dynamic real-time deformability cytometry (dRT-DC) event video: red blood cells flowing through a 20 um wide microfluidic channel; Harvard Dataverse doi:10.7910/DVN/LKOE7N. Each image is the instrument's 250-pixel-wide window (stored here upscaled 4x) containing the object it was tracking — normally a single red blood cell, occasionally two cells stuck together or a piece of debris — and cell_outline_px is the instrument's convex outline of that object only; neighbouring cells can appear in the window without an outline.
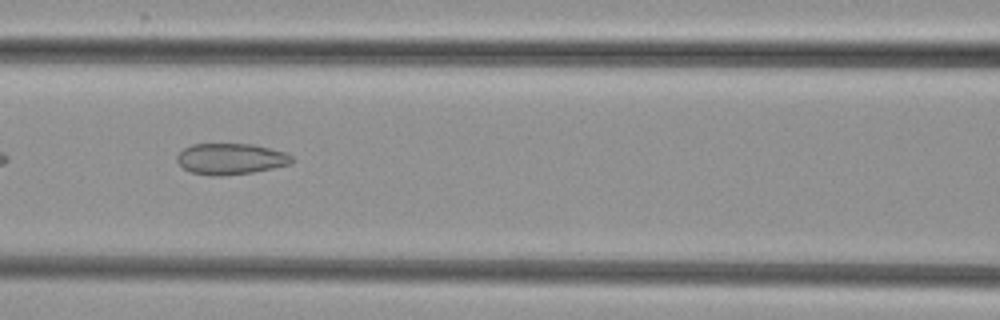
{"species": "common noctule bat (a hibernating species)", "species_latin": "Nyctalus noctula", "temperature_condition": "cold", "stored_images_in_passage": 8, "camera_frame_rate_fps": 3000, "um_per_image_px": 0.085, "animal": {"sex": "female", "body_mass_g": 29.2, "forearm_length_mm": 56.3}, "frame": {"image": 1, "passage_image": 6, "time_ms": 7.333, "image_size_px": [1000, 320], "cell_outline_px": [[296, 160], [292, 164], [252, 172], [220, 176], [212, 176], [192, 172], [184, 168], [176, 160], [176, 156], [184, 148], [192, 144], [252, 144], [284, 152], [292, 156]], "centroid_in_image_um": [19.62, 13.5], "position_along_channel_um": 147.0, "area_um2": 20.75}}
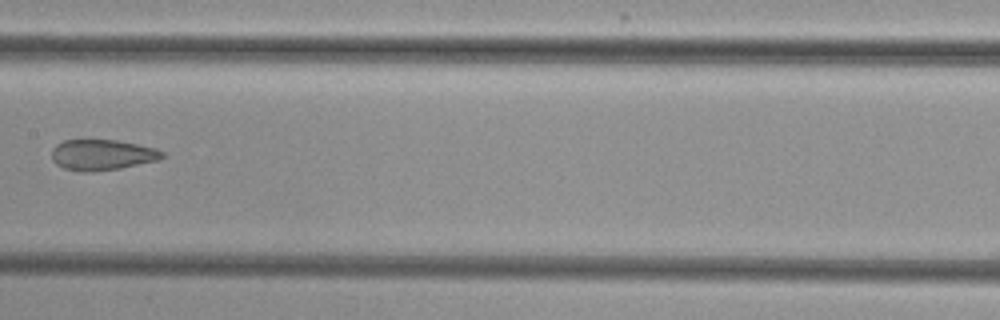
{"frame": {"image": 2, "passage_image": 7, "time_ms": 8.667, "image_size_px": [1000, 320], "cell_outline_px": [[164, 156], [160, 160], [120, 168], [92, 172], [80, 172], [64, 168], [56, 164], [52, 160], [52, 148], [56, 144], [64, 140], [88, 136], [116, 140], [156, 148], [164, 152]], "centroid_in_image_um": [8.63, 13.12], "position_along_channel_um": 198.8, "area_um2": 20.63}}
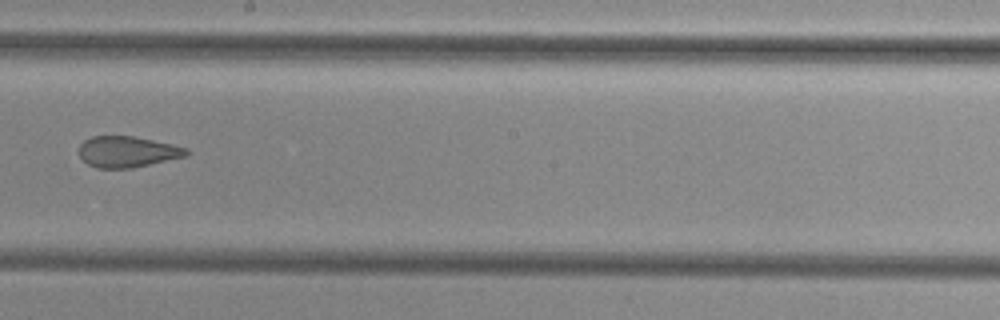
{"frame": {"image": 3, "passage_image": 8, "time_ms": 9.667, "image_size_px": [1000, 320], "cell_outline_px": [[188, 156], [132, 168], [96, 168], [88, 164], [80, 156], [80, 144], [84, 140], [92, 136], [132, 136], [152, 140], [188, 148]], "centroid_in_image_um": [10.83, 12.9], "position_along_channel_um": 237.4, "area_um2": 19.31}}